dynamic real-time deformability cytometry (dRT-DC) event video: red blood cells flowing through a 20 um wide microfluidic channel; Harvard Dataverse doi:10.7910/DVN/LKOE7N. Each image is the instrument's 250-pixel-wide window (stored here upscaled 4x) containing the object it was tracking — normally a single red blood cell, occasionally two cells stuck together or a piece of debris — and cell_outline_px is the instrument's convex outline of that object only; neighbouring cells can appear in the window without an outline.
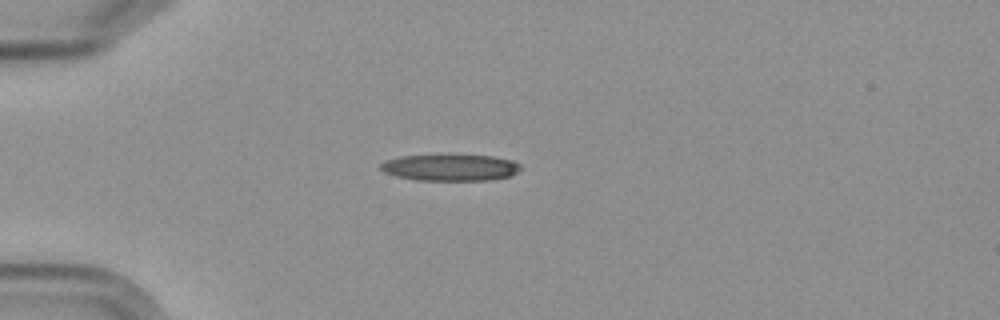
{"species": "Egyptian fruit bat (a non-hibernating species)", "species_latin": "Rousettus aegyptiacus", "temperature_condition": "cold", "stored_images_in_passage": 3, "camera_frame_rate_fps": 3000, "um_per_image_px": 0.085, "frame": {"image": 1, "passage_image": 1, "time_ms": 0.0, "image_size_px": [1000, 320], "cell_outline_px": [[520, 168], [512, 176], [488, 180], [416, 180], [396, 176], [384, 172], [380, 168], [380, 164], [388, 160], [400, 156], [492, 156], [512, 160], [520, 164]], "centroid_in_image_um": [38.29, 14.26], "position_along_channel_um": 46.7, "area_um2": 21.21}}
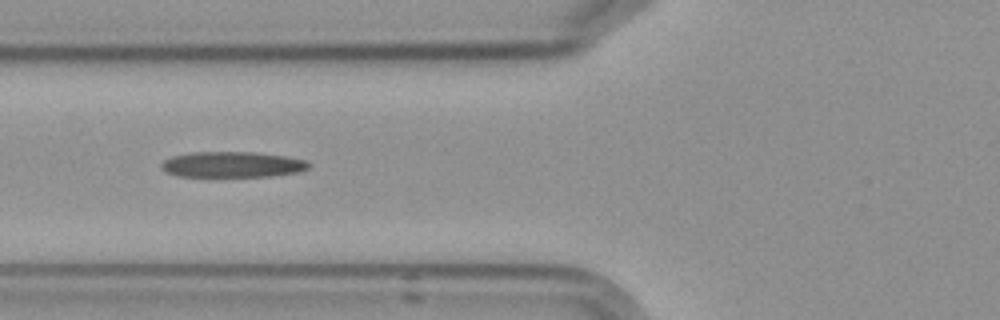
{"frame": {"image": 2, "passage_image": 3, "time_ms": 2.333, "image_size_px": [1000, 320], "cell_outline_px": [[312, 164], [308, 168], [296, 172], [268, 176], [180, 176], [168, 172], [160, 168], [160, 164], [164, 160], [172, 156], [192, 152], [252, 152], [284, 156], [308, 160]], "centroid_in_image_um": [19.75, 13.97], "position_along_channel_um": 106.1, "area_um2": 21.91}}